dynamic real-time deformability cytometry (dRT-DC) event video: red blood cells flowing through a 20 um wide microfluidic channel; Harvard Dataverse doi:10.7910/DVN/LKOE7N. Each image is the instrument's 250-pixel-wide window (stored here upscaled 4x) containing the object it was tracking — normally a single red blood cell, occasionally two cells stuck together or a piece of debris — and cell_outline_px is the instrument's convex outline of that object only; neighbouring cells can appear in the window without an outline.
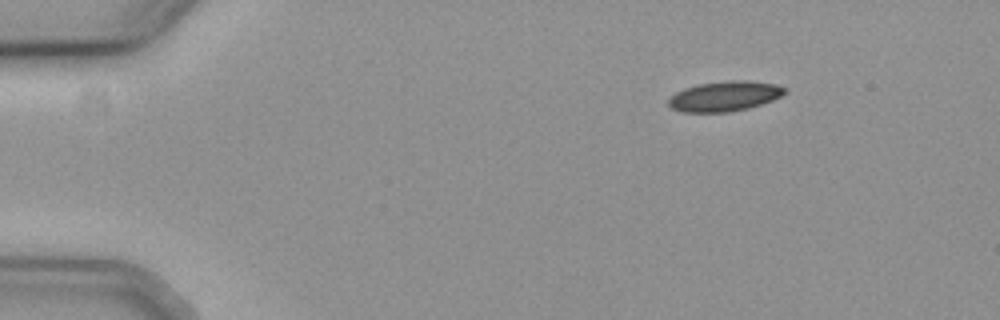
{"species": "common noctule bat (a hibernating species)", "species_latin": "Nyctalus noctula", "temperature_condition": "cold", "stored_images_in_passage": 49, "camera_frame_rate_fps": 3000, "um_per_image_px": 0.085, "animal": {"sex": "female", "body_mass_g": 19.3, "forearm_length_mm": 54.1}, "frame": {"image": 1, "passage_image": 1, "time_ms": 0.0, "image_size_px": [1000, 320], "cell_outline_px": [[788, 92], [772, 100], [748, 108], [728, 112], [684, 112], [672, 108], [668, 104], [668, 100], [676, 92], [684, 88], [700, 84], [728, 80], [748, 80], [776, 84], [788, 88]], "centroid_in_image_um": [61.63, 8.17], "position_along_channel_um": 23.4, "area_um2": 20.35}}
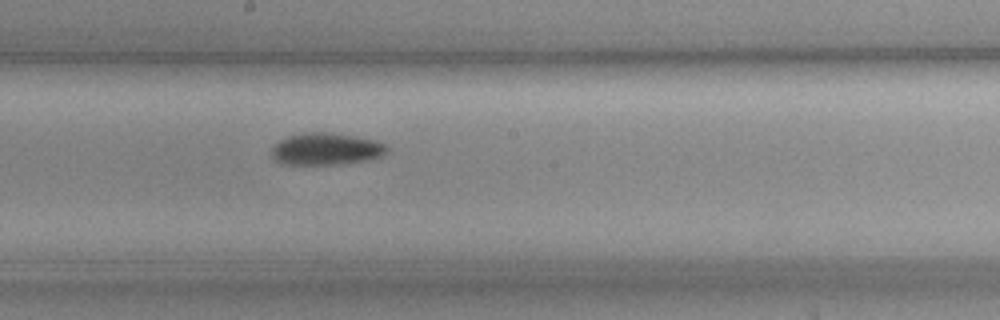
{"frame": {"image": 2, "passage_image": 24, "time_ms": 7.667, "image_size_px": [1000, 320], "cell_outline_px": [[388, 152], [380, 156], [368, 160], [340, 164], [280, 164], [272, 160], [272, 148], [280, 140], [288, 136], [304, 132], [332, 132], [356, 136], [376, 140], [384, 144], [388, 148]], "centroid_in_image_um": [27.71, 12.66], "position_along_channel_um": 220.5, "area_um2": 21.73}}
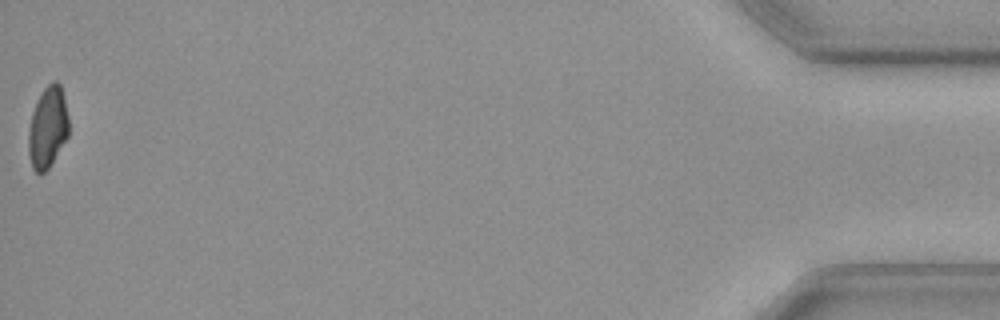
{"frame": {"image": 3, "passage_image": 49, "time_ms": 16.0, "image_size_px": [1000, 320], "cell_outline_px": [[68, 136], [48, 168], [44, 172], [36, 172], [32, 168], [28, 152], [28, 132], [32, 112], [44, 88], [52, 80], [56, 80], [60, 84], [68, 116]], "centroid_in_image_um": [4.04, 10.82], "position_along_channel_um": 431.2, "area_um2": 18.84}, "authors_computed_cell_mechanics": {"area_um2": 20.6346, "velocity_mm_per_s": 3.7322, "shape_relaxation_time_tau1_ms": 8.2782, "shape_relaxation_time_tau2_ms": null, "deformation_change_tau1": 0.1451, "deformation_change_tau2": null}}